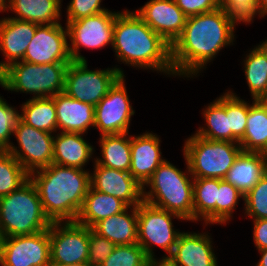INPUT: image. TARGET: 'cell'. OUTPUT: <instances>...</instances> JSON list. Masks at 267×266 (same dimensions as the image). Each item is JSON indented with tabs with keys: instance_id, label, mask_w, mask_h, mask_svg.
<instances>
[{
	"instance_id": "obj_44",
	"label": "cell",
	"mask_w": 267,
	"mask_h": 266,
	"mask_svg": "<svg viewBox=\"0 0 267 266\" xmlns=\"http://www.w3.org/2000/svg\"><path fill=\"white\" fill-rule=\"evenodd\" d=\"M257 5L260 11L261 17L267 15V0H257Z\"/></svg>"
},
{
	"instance_id": "obj_10",
	"label": "cell",
	"mask_w": 267,
	"mask_h": 266,
	"mask_svg": "<svg viewBox=\"0 0 267 266\" xmlns=\"http://www.w3.org/2000/svg\"><path fill=\"white\" fill-rule=\"evenodd\" d=\"M119 12L110 10L84 17L76 21H67L69 54L72 61H87L80 55V47L99 49L113 44L115 18Z\"/></svg>"
},
{
	"instance_id": "obj_49",
	"label": "cell",
	"mask_w": 267,
	"mask_h": 266,
	"mask_svg": "<svg viewBox=\"0 0 267 266\" xmlns=\"http://www.w3.org/2000/svg\"><path fill=\"white\" fill-rule=\"evenodd\" d=\"M50 266H90V265L88 263H78V264H70V265L51 264Z\"/></svg>"
},
{
	"instance_id": "obj_36",
	"label": "cell",
	"mask_w": 267,
	"mask_h": 266,
	"mask_svg": "<svg viewBox=\"0 0 267 266\" xmlns=\"http://www.w3.org/2000/svg\"><path fill=\"white\" fill-rule=\"evenodd\" d=\"M244 195L232 184L224 179H219L218 202H216V223L226 224L236 209L239 198L244 200Z\"/></svg>"
},
{
	"instance_id": "obj_17",
	"label": "cell",
	"mask_w": 267,
	"mask_h": 266,
	"mask_svg": "<svg viewBox=\"0 0 267 266\" xmlns=\"http://www.w3.org/2000/svg\"><path fill=\"white\" fill-rule=\"evenodd\" d=\"M94 163V173L90 175L92 189L119 198L130 207L143 202V187L129 172Z\"/></svg>"
},
{
	"instance_id": "obj_11",
	"label": "cell",
	"mask_w": 267,
	"mask_h": 266,
	"mask_svg": "<svg viewBox=\"0 0 267 266\" xmlns=\"http://www.w3.org/2000/svg\"><path fill=\"white\" fill-rule=\"evenodd\" d=\"M49 237L51 264L87 263L89 227L76 221L52 222Z\"/></svg>"
},
{
	"instance_id": "obj_39",
	"label": "cell",
	"mask_w": 267,
	"mask_h": 266,
	"mask_svg": "<svg viewBox=\"0 0 267 266\" xmlns=\"http://www.w3.org/2000/svg\"><path fill=\"white\" fill-rule=\"evenodd\" d=\"M20 117V113L0 96V150H7L12 144L10 137Z\"/></svg>"
},
{
	"instance_id": "obj_31",
	"label": "cell",
	"mask_w": 267,
	"mask_h": 266,
	"mask_svg": "<svg viewBox=\"0 0 267 266\" xmlns=\"http://www.w3.org/2000/svg\"><path fill=\"white\" fill-rule=\"evenodd\" d=\"M202 113L207 128L199 127L195 135L210 140L233 142V133L229 130V116L226 115V93L210 103Z\"/></svg>"
},
{
	"instance_id": "obj_15",
	"label": "cell",
	"mask_w": 267,
	"mask_h": 266,
	"mask_svg": "<svg viewBox=\"0 0 267 266\" xmlns=\"http://www.w3.org/2000/svg\"><path fill=\"white\" fill-rule=\"evenodd\" d=\"M68 29L60 23L39 25L27 47L23 61L32 64L71 63Z\"/></svg>"
},
{
	"instance_id": "obj_50",
	"label": "cell",
	"mask_w": 267,
	"mask_h": 266,
	"mask_svg": "<svg viewBox=\"0 0 267 266\" xmlns=\"http://www.w3.org/2000/svg\"><path fill=\"white\" fill-rule=\"evenodd\" d=\"M4 238H5V236L3 234V231H2V228H1V225H0V249H1V246L3 244Z\"/></svg>"
},
{
	"instance_id": "obj_38",
	"label": "cell",
	"mask_w": 267,
	"mask_h": 266,
	"mask_svg": "<svg viewBox=\"0 0 267 266\" xmlns=\"http://www.w3.org/2000/svg\"><path fill=\"white\" fill-rule=\"evenodd\" d=\"M219 4L227 12L234 28L235 23L241 21L250 23L257 13L261 16L257 0H219Z\"/></svg>"
},
{
	"instance_id": "obj_23",
	"label": "cell",
	"mask_w": 267,
	"mask_h": 266,
	"mask_svg": "<svg viewBox=\"0 0 267 266\" xmlns=\"http://www.w3.org/2000/svg\"><path fill=\"white\" fill-rule=\"evenodd\" d=\"M81 133L60 132L54 136V150L52 163L81 168L93 156V147L85 141Z\"/></svg>"
},
{
	"instance_id": "obj_30",
	"label": "cell",
	"mask_w": 267,
	"mask_h": 266,
	"mask_svg": "<svg viewBox=\"0 0 267 266\" xmlns=\"http://www.w3.org/2000/svg\"><path fill=\"white\" fill-rule=\"evenodd\" d=\"M21 109L20 118L25 124L44 132L57 131V115L53 97H32L22 105Z\"/></svg>"
},
{
	"instance_id": "obj_21",
	"label": "cell",
	"mask_w": 267,
	"mask_h": 266,
	"mask_svg": "<svg viewBox=\"0 0 267 266\" xmlns=\"http://www.w3.org/2000/svg\"><path fill=\"white\" fill-rule=\"evenodd\" d=\"M53 99L58 130L84 134L89 127H94L95 106L75 100L65 92L58 93Z\"/></svg>"
},
{
	"instance_id": "obj_12",
	"label": "cell",
	"mask_w": 267,
	"mask_h": 266,
	"mask_svg": "<svg viewBox=\"0 0 267 266\" xmlns=\"http://www.w3.org/2000/svg\"><path fill=\"white\" fill-rule=\"evenodd\" d=\"M13 135L16 136L19 146L15 147L12 143L7 151L29 174L52 163L54 150L52 133L38 130L20 120L14 128Z\"/></svg>"
},
{
	"instance_id": "obj_47",
	"label": "cell",
	"mask_w": 267,
	"mask_h": 266,
	"mask_svg": "<svg viewBox=\"0 0 267 266\" xmlns=\"http://www.w3.org/2000/svg\"><path fill=\"white\" fill-rule=\"evenodd\" d=\"M257 47L267 58V40H265V42H263L261 45H258Z\"/></svg>"
},
{
	"instance_id": "obj_19",
	"label": "cell",
	"mask_w": 267,
	"mask_h": 266,
	"mask_svg": "<svg viewBox=\"0 0 267 266\" xmlns=\"http://www.w3.org/2000/svg\"><path fill=\"white\" fill-rule=\"evenodd\" d=\"M39 25L29 21L14 18L0 20V51L7 61H0V73L9 65L23 61L27 47L30 44Z\"/></svg>"
},
{
	"instance_id": "obj_14",
	"label": "cell",
	"mask_w": 267,
	"mask_h": 266,
	"mask_svg": "<svg viewBox=\"0 0 267 266\" xmlns=\"http://www.w3.org/2000/svg\"><path fill=\"white\" fill-rule=\"evenodd\" d=\"M124 77L121 76L95 106L94 127L101 131L100 135L129 133L135 111L127 95Z\"/></svg>"
},
{
	"instance_id": "obj_45",
	"label": "cell",
	"mask_w": 267,
	"mask_h": 266,
	"mask_svg": "<svg viewBox=\"0 0 267 266\" xmlns=\"http://www.w3.org/2000/svg\"><path fill=\"white\" fill-rule=\"evenodd\" d=\"M261 254V258L256 264V266H267V248L258 250Z\"/></svg>"
},
{
	"instance_id": "obj_27",
	"label": "cell",
	"mask_w": 267,
	"mask_h": 266,
	"mask_svg": "<svg viewBox=\"0 0 267 266\" xmlns=\"http://www.w3.org/2000/svg\"><path fill=\"white\" fill-rule=\"evenodd\" d=\"M129 133L100 135V148L103 156L95 162L107 168L129 172L131 166V136ZM127 137V138H126Z\"/></svg>"
},
{
	"instance_id": "obj_7",
	"label": "cell",
	"mask_w": 267,
	"mask_h": 266,
	"mask_svg": "<svg viewBox=\"0 0 267 266\" xmlns=\"http://www.w3.org/2000/svg\"><path fill=\"white\" fill-rule=\"evenodd\" d=\"M183 147L193 178L224 179L242 151L239 143L205 139L195 134L186 140Z\"/></svg>"
},
{
	"instance_id": "obj_33",
	"label": "cell",
	"mask_w": 267,
	"mask_h": 266,
	"mask_svg": "<svg viewBox=\"0 0 267 266\" xmlns=\"http://www.w3.org/2000/svg\"><path fill=\"white\" fill-rule=\"evenodd\" d=\"M29 173L7 150H0V198L18 189Z\"/></svg>"
},
{
	"instance_id": "obj_1",
	"label": "cell",
	"mask_w": 267,
	"mask_h": 266,
	"mask_svg": "<svg viewBox=\"0 0 267 266\" xmlns=\"http://www.w3.org/2000/svg\"><path fill=\"white\" fill-rule=\"evenodd\" d=\"M234 30L221 7L187 17L181 35L171 45L174 76L197 75L222 48L233 44Z\"/></svg>"
},
{
	"instance_id": "obj_37",
	"label": "cell",
	"mask_w": 267,
	"mask_h": 266,
	"mask_svg": "<svg viewBox=\"0 0 267 266\" xmlns=\"http://www.w3.org/2000/svg\"><path fill=\"white\" fill-rule=\"evenodd\" d=\"M245 213L253 220L267 218V173L244 197Z\"/></svg>"
},
{
	"instance_id": "obj_5",
	"label": "cell",
	"mask_w": 267,
	"mask_h": 266,
	"mask_svg": "<svg viewBox=\"0 0 267 266\" xmlns=\"http://www.w3.org/2000/svg\"><path fill=\"white\" fill-rule=\"evenodd\" d=\"M51 223L30 178L0 198V225L5 238L35 234L49 229Z\"/></svg>"
},
{
	"instance_id": "obj_41",
	"label": "cell",
	"mask_w": 267,
	"mask_h": 266,
	"mask_svg": "<svg viewBox=\"0 0 267 266\" xmlns=\"http://www.w3.org/2000/svg\"><path fill=\"white\" fill-rule=\"evenodd\" d=\"M101 0H71L67 6V21H76L104 11L101 7Z\"/></svg>"
},
{
	"instance_id": "obj_6",
	"label": "cell",
	"mask_w": 267,
	"mask_h": 266,
	"mask_svg": "<svg viewBox=\"0 0 267 266\" xmlns=\"http://www.w3.org/2000/svg\"><path fill=\"white\" fill-rule=\"evenodd\" d=\"M68 66L69 63L15 62L0 73V86L8 91L33 93V98L53 97L64 92Z\"/></svg>"
},
{
	"instance_id": "obj_4",
	"label": "cell",
	"mask_w": 267,
	"mask_h": 266,
	"mask_svg": "<svg viewBox=\"0 0 267 266\" xmlns=\"http://www.w3.org/2000/svg\"><path fill=\"white\" fill-rule=\"evenodd\" d=\"M165 160L143 186V201L193 221V177ZM190 178H189V174ZM192 178V179H191ZM150 186V191H145Z\"/></svg>"
},
{
	"instance_id": "obj_24",
	"label": "cell",
	"mask_w": 267,
	"mask_h": 266,
	"mask_svg": "<svg viewBox=\"0 0 267 266\" xmlns=\"http://www.w3.org/2000/svg\"><path fill=\"white\" fill-rule=\"evenodd\" d=\"M128 208L131 209L129 215ZM91 229L115 245L136 244L138 243L137 207L128 206L124 211L97 222Z\"/></svg>"
},
{
	"instance_id": "obj_18",
	"label": "cell",
	"mask_w": 267,
	"mask_h": 266,
	"mask_svg": "<svg viewBox=\"0 0 267 266\" xmlns=\"http://www.w3.org/2000/svg\"><path fill=\"white\" fill-rule=\"evenodd\" d=\"M162 262L166 266H218L211 238L206 233L182 232L172 253Z\"/></svg>"
},
{
	"instance_id": "obj_46",
	"label": "cell",
	"mask_w": 267,
	"mask_h": 266,
	"mask_svg": "<svg viewBox=\"0 0 267 266\" xmlns=\"http://www.w3.org/2000/svg\"><path fill=\"white\" fill-rule=\"evenodd\" d=\"M258 101L264 105L265 107H267V88L265 90V92L260 96V98L258 99Z\"/></svg>"
},
{
	"instance_id": "obj_25",
	"label": "cell",
	"mask_w": 267,
	"mask_h": 266,
	"mask_svg": "<svg viewBox=\"0 0 267 266\" xmlns=\"http://www.w3.org/2000/svg\"><path fill=\"white\" fill-rule=\"evenodd\" d=\"M128 205L121 199L92 189L88 190L76 222L92 228L97 222L124 211Z\"/></svg>"
},
{
	"instance_id": "obj_8",
	"label": "cell",
	"mask_w": 267,
	"mask_h": 266,
	"mask_svg": "<svg viewBox=\"0 0 267 266\" xmlns=\"http://www.w3.org/2000/svg\"><path fill=\"white\" fill-rule=\"evenodd\" d=\"M185 220L181 216L158 208L145 201L137 206L138 244L146 255L154 262L153 245L161 247L168 255L162 257L164 261L173 251V248L182 232L175 231L172 218Z\"/></svg>"
},
{
	"instance_id": "obj_20",
	"label": "cell",
	"mask_w": 267,
	"mask_h": 266,
	"mask_svg": "<svg viewBox=\"0 0 267 266\" xmlns=\"http://www.w3.org/2000/svg\"><path fill=\"white\" fill-rule=\"evenodd\" d=\"M158 135L146 132L131 135V166L129 173L143 187L154 171L165 161L161 157Z\"/></svg>"
},
{
	"instance_id": "obj_40",
	"label": "cell",
	"mask_w": 267,
	"mask_h": 266,
	"mask_svg": "<svg viewBox=\"0 0 267 266\" xmlns=\"http://www.w3.org/2000/svg\"><path fill=\"white\" fill-rule=\"evenodd\" d=\"M115 244L89 228L88 260L90 266H100L113 252Z\"/></svg>"
},
{
	"instance_id": "obj_2",
	"label": "cell",
	"mask_w": 267,
	"mask_h": 266,
	"mask_svg": "<svg viewBox=\"0 0 267 266\" xmlns=\"http://www.w3.org/2000/svg\"><path fill=\"white\" fill-rule=\"evenodd\" d=\"M118 60L134 67L173 75L171 45L135 12H119L114 22L113 44Z\"/></svg>"
},
{
	"instance_id": "obj_16",
	"label": "cell",
	"mask_w": 267,
	"mask_h": 266,
	"mask_svg": "<svg viewBox=\"0 0 267 266\" xmlns=\"http://www.w3.org/2000/svg\"><path fill=\"white\" fill-rule=\"evenodd\" d=\"M135 13L170 45L181 35L187 20L175 0H150Z\"/></svg>"
},
{
	"instance_id": "obj_34",
	"label": "cell",
	"mask_w": 267,
	"mask_h": 266,
	"mask_svg": "<svg viewBox=\"0 0 267 266\" xmlns=\"http://www.w3.org/2000/svg\"><path fill=\"white\" fill-rule=\"evenodd\" d=\"M249 103L235 93L226 92V115L229 116V130L233 133V143H239L246 131Z\"/></svg>"
},
{
	"instance_id": "obj_13",
	"label": "cell",
	"mask_w": 267,
	"mask_h": 266,
	"mask_svg": "<svg viewBox=\"0 0 267 266\" xmlns=\"http://www.w3.org/2000/svg\"><path fill=\"white\" fill-rule=\"evenodd\" d=\"M1 266H50L49 229L31 235L6 237L0 249Z\"/></svg>"
},
{
	"instance_id": "obj_22",
	"label": "cell",
	"mask_w": 267,
	"mask_h": 266,
	"mask_svg": "<svg viewBox=\"0 0 267 266\" xmlns=\"http://www.w3.org/2000/svg\"><path fill=\"white\" fill-rule=\"evenodd\" d=\"M266 173L267 156L264 153L241 151L224 180L245 196Z\"/></svg>"
},
{
	"instance_id": "obj_9",
	"label": "cell",
	"mask_w": 267,
	"mask_h": 266,
	"mask_svg": "<svg viewBox=\"0 0 267 266\" xmlns=\"http://www.w3.org/2000/svg\"><path fill=\"white\" fill-rule=\"evenodd\" d=\"M87 61H72L65 74L64 92L75 100L96 106L121 77L122 69H87Z\"/></svg>"
},
{
	"instance_id": "obj_29",
	"label": "cell",
	"mask_w": 267,
	"mask_h": 266,
	"mask_svg": "<svg viewBox=\"0 0 267 266\" xmlns=\"http://www.w3.org/2000/svg\"><path fill=\"white\" fill-rule=\"evenodd\" d=\"M193 221L216 224L219 179L193 178Z\"/></svg>"
},
{
	"instance_id": "obj_28",
	"label": "cell",
	"mask_w": 267,
	"mask_h": 266,
	"mask_svg": "<svg viewBox=\"0 0 267 266\" xmlns=\"http://www.w3.org/2000/svg\"><path fill=\"white\" fill-rule=\"evenodd\" d=\"M252 100L246 131L239 144L242 151L264 153L267 156V107L258 100Z\"/></svg>"
},
{
	"instance_id": "obj_32",
	"label": "cell",
	"mask_w": 267,
	"mask_h": 266,
	"mask_svg": "<svg viewBox=\"0 0 267 266\" xmlns=\"http://www.w3.org/2000/svg\"><path fill=\"white\" fill-rule=\"evenodd\" d=\"M244 65L251 96L258 100L267 88V58L255 47L245 58Z\"/></svg>"
},
{
	"instance_id": "obj_43",
	"label": "cell",
	"mask_w": 267,
	"mask_h": 266,
	"mask_svg": "<svg viewBox=\"0 0 267 266\" xmlns=\"http://www.w3.org/2000/svg\"><path fill=\"white\" fill-rule=\"evenodd\" d=\"M254 243L257 250L267 248V218L253 220Z\"/></svg>"
},
{
	"instance_id": "obj_26",
	"label": "cell",
	"mask_w": 267,
	"mask_h": 266,
	"mask_svg": "<svg viewBox=\"0 0 267 266\" xmlns=\"http://www.w3.org/2000/svg\"><path fill=\"white\" fill-rule=\"evenodd\" d=\"M61 0H9L7 10L17 15L11 17L38 25L60 23Z\"/></svg>"
},
{
	"instance_id": "obj_51",
	"label": "cell",
	"mask_w": 267,
	"mask_h": 266,
	"mask_svg": "<svg viewBox=\"0 0 267 266\" xmlns=\"http://www.w3.org/2000/svg\"><path fill=\"white\" fill-rule=\"evenodd\" d=\"M151 266H166L162 261H154Z\"/></svg>"
},
{
	"instance_id": "obj_48",
	"label": "cell",
	"mask_w": 267,
	"mask_h": 266,
	"mask_svg": "<svg viewBox=\"0 0 267 266\" xmlns=\"http://www.w3.org/2000/svg\"><path fill=\"white\" fill-rule=\"evenodd\" d=\"M9 0H0V12L7 11Z\"/></svg>"
},
{
	"instance_id": "obj_42",
	"label": "cell",
	"mask_w": 267,
	"mask_h": 266,
	"mask_svg": "<svg viewBox=\"0 0 267 266\" xmlns=\"http://www.w3.org/2000/svg\"><path fill=\"white\" fill-rule=\"evenodd\" d=\"M177 6L187 16H195L220 7L219 0H175Z\"/></svg>"
},
{
	"instance_id": "obj_35",
	"label": "cell",
	"mask_w": 267,
	"mask_h": 266,
	"mask_svg": "<svg viewBox=\"0 0 267 266\" xmlns=\"http://www.w3.org/2000/svg\"><path fill=\"white\" fill-rule=\"evenodd\" d=\"M152 260L138 244L116 245L100 266H151Z\"/></svg>"
},
{
	"instance_id": "obj_3",
	"label": "cell",
	"mask_w": 267,
	"mask_h": 266,
	"mask_svg": "<svg viewBox=\"0 0 267 266\" xmlns=\"http://www.w3.org/2000/svg\"><path fill=\"white\" fill-rule=\"evenodd\" d=\"M90 173L51 163L29 174L51 222L76 221L91 187Z\"/></svg>"
}]
</instances>
